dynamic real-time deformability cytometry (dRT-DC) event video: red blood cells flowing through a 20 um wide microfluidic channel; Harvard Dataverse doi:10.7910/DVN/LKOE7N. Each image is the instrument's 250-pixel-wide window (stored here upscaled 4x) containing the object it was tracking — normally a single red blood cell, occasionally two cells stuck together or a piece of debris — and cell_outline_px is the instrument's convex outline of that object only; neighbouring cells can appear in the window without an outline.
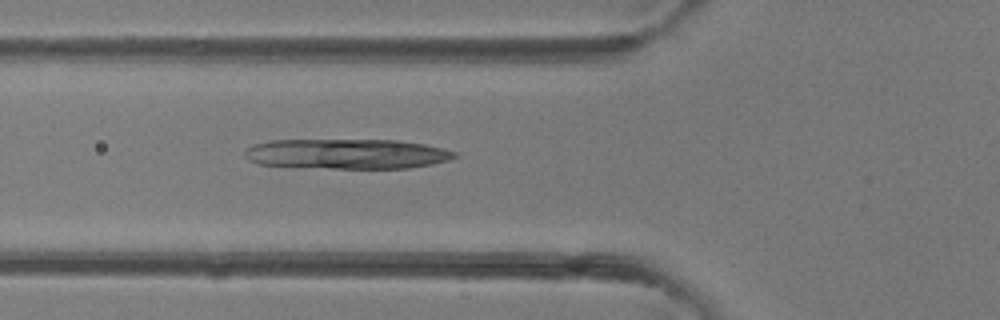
{"species": "common noctule bat (a hibernating species)", "species_latin": "Nyctalus noctula", "temperature_condition": "room temperature", "stored_images_in_passage": 5, "camera_frame_rate_fps": 3000, "um_per_image_px": 0.085, "animal": {"sex": "female"}, "frame": {"image": 1, "passage_image": 5, "time_ms": 4.667, "image_size_px": [1000, 320], "cell_outline_px": [[456, 156], [448, 160], [432, 164], [408, 168], [336, 168], [260, 164], [248, 160], [244, 156], [244, 152], [252, 144], [272, 140], [400, 140], [424, 144], [456, 152]], "centroid_in_image_um": [29.48, 13.07], "position_along_channel_um": 96.3, "area_um2": 36.41}}